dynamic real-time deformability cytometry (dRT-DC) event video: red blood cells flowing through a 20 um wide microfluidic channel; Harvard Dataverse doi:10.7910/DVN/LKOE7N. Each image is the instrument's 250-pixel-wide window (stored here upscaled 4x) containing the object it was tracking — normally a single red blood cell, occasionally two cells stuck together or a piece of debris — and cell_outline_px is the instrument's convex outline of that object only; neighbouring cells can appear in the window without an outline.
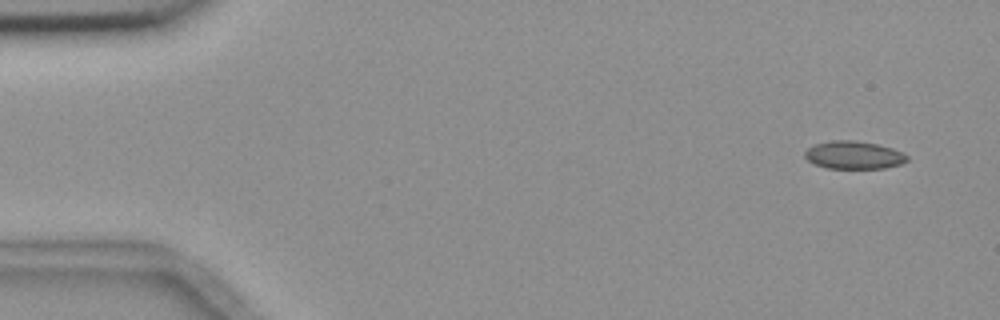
{"species": "common noctule bat (a hibernating species)", "species_latin": "Nyctalus noctula", "temperature_condition": "room temperature", "stored_images_in_passage": 5, "camera_frame_rate_fps": 3000, "um_per_image_px": 0.085, "animal": {"sex": "female", "body_mass_g": 18.4}, "frame": {"image": 1, "passage_image": 1, "time_ms": 0.0, "image_size_px": [1000, 320], "cell_outline_px": [[908, 160], [900, 164], [884, 168], [828, 168], [816, 164], [808, 160], [804, 156], [804, 152], [808, 148], [816, 144], [828, 140], [856, 140], [876, 144], [892, 148], [908, 156]], "centroid_in_image_um": [72.56, 13.17], "position_along_channel_um": 12.4, "area_um2": 16.47}}